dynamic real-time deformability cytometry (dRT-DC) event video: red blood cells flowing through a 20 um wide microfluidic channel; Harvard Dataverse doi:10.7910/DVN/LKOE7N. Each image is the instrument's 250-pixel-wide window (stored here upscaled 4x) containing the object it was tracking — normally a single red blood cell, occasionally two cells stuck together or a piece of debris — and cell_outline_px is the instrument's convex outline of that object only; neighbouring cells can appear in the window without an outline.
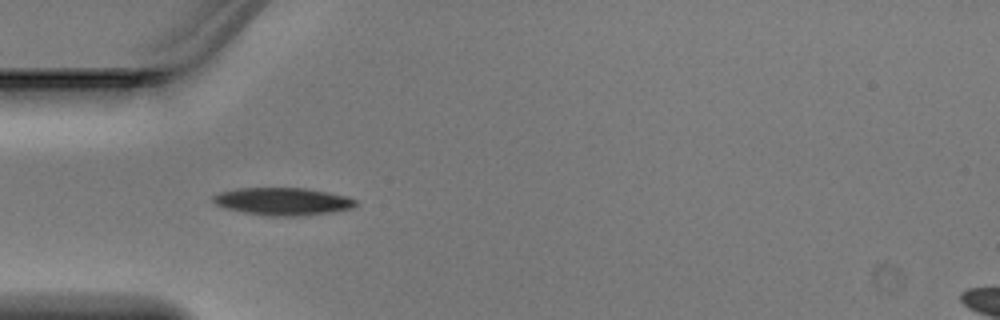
{"species": "Egyptian fruit bat (a non-hibernating species)", "species_latin": "Rousettus aegyptiacus", "temperature_condition": "warm", "stored_images_in_passage": 5, "camera_frame_rate_fps": 3000, "um_per_image_px": 0.085, "animal": {"sex": "male"}, "frame": {"image": 1, "passage_image": 3, "time_ms": 0.667, "image_size_px": [1000, 320], "cell_outline_px": [[356, 204], [352, 208], [332, 212], [300, 216], [272, 216], [244, 212], [224, 208], [216, 204], [212, 200], [212, 196], [220, 192], [240, 188], [304, 188], [328, 192], [348, 196], [356, 200]], "centroid_in_image_um": [24.04, 17.12], "position_along_channel_um": 61.0, "area_um2": 22.83}}
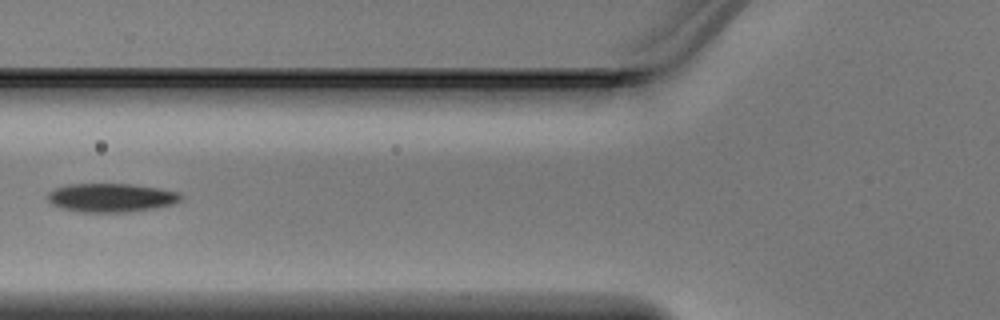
{"frame": {"image": 2, "passage_image": 4, "time_ms": 1.0, "image_size_px": [1000, 320], "cell_outline_px": [[180, 200], [172, 204], [152, 208], [128, 212], [80, 212], [60, 208], [52, 204], [48, 200], [48, 192], [56, 188], [68, 184], [132, 184], [180, 192]], "centroid_in_image_um": [9.4, 16.8], "position_along_channel_um": 116.4, "area_um2": 22.08}}
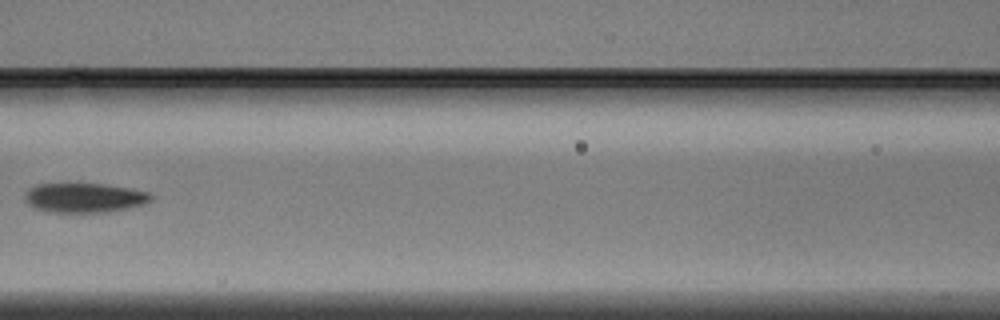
{"frame": {"image": 3, "passage_image": 5, "time_ms": 1.333, "image_size_px": [1000, 320], "cell_outline_px": [[152, 200], [144, 204], [128, 208], [104, 212], [52, 212], [36, 208], [28, 204], [24, 196], [28, 188], [36, 184], [104, 184], [128, 188], [148, 192], [152, 196]], "centroid_in_image_um": [7.16, 16.8], "position_along_channel_um": 159.4, "area_um2": 21.5}}